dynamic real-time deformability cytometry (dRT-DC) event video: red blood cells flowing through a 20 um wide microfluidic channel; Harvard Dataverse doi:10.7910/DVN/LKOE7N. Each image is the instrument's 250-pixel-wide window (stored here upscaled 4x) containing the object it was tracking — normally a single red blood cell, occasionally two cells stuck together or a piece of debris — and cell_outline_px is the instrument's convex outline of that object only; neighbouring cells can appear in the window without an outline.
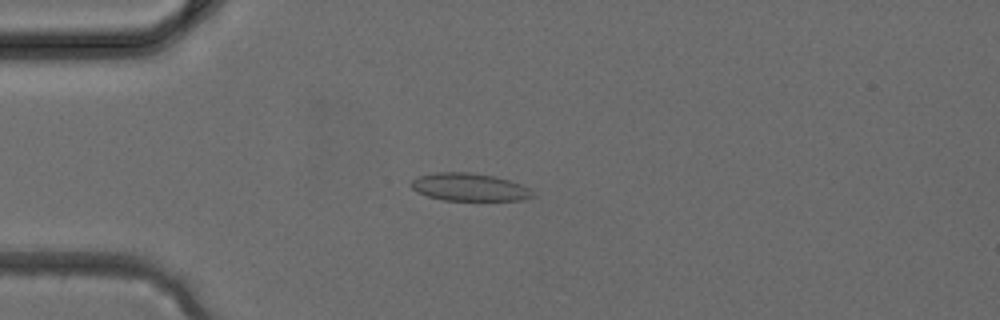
{"species": "common noctule bat (a hibernating species)", "species_latin": "Nyctalus noctula", "temperature_condition": "cold", "stored_images_in_passage": 32, "camera_frame_rate_fps": 3000, "um_per_image_px": 0.085, "animal": {"sex": "female", "body_mass_g": 24.6, "forearm_length_mm": 56.2}, "frame": {"image": 1, "passage_image": 4, "time_ms": 1.0, "image_size_px": [1000, 320], "cell_outline_px": [[536, 196], [520, 200], [444, 200], [428, 196], [416, 192], [408, 184], [412, 180], [420, 176], [436, 172], [468, 172], [496, 176], [520, 184], [528, 188]], "centroid_in_image_um": [39.87, 15.9], "position_along_channel_um": 45.1, "area_um2": 19.59}}
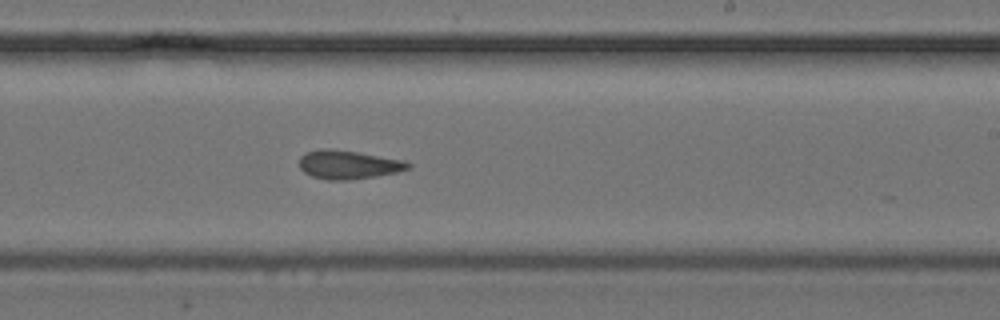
{"frame": {"image": 2, "passage_image": 17, "time_ms": 5.333, "image_size_px": [1000, 320], "cell_outline_px": [[412, 168], [396, 172], [376, 176], [348, 180], [328, 180], [312, 176], [304, 172], [300, 168], [300, 156], [304, 152], [320, 148], [328, 148], [356, 152], [404, 160], [412, 164]], "centroid_in_image_um": [29.6, 13.99], "position_along_channel_um": 259.4, "area_um2": 18.21}}
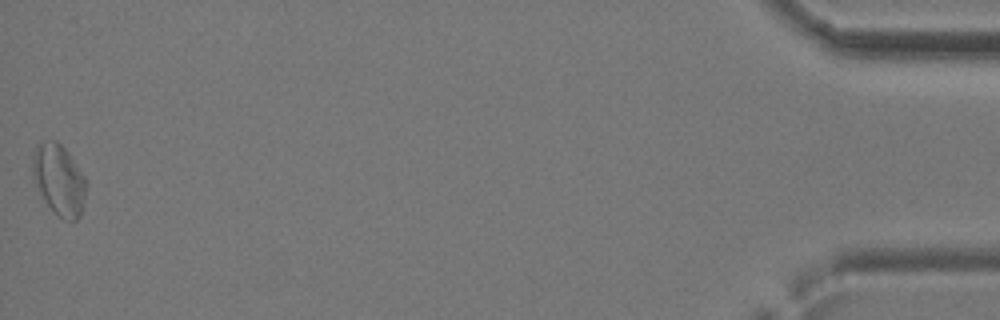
{"frame": {"image": 3, "passage_image": 32, "time_ms": 10.333, "image_size_px": [1000, 320], "cell_outline_px": [[88, 184], [80, 216], [76, 220], [64, 220], [48, 204], [36, 188], [32, 176], [32, 156], [36, 144], [52, 140], [56, 140], [68, 152], [88, 180]], "centroid_in_image_um": [5.02, 15.25], "position_along_channel_um": 430.2, "area_um2": 22.25}}